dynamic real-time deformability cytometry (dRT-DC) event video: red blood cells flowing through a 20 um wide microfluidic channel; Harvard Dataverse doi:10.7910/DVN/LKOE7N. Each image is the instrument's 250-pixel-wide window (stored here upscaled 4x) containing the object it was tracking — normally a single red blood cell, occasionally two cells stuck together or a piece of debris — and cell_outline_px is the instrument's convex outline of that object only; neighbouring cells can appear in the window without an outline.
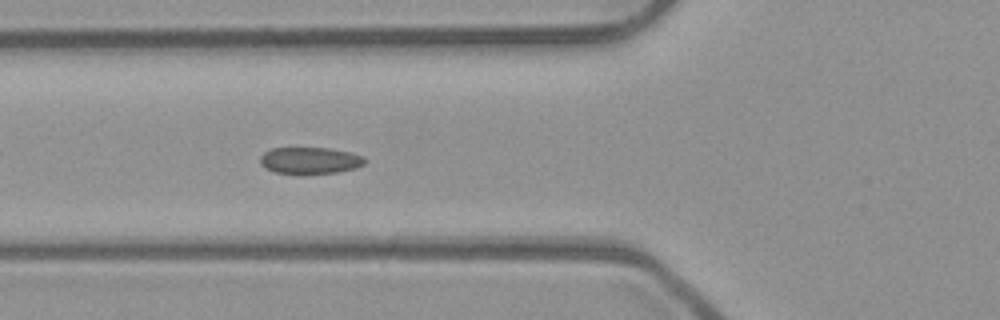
{"species": "common noctule bat (a hibernating species)", "species_latin": "Nyctalus noctula", "temperature_condition": "room temperature", "stored_images_in_passage": 53, "camera_frame_rate_fps": 3000, "um_per_image_px": 0.085, "animal": {"sex": "male", "body_mass_g": 23.1, "forearm_length_mm": 52.7}, "frame": {"image": 1, "passage_image": 19, "time_ms": 6.0, "image_size_px": [1000, 320], "cell_outline_px": [[368, 160], [364, 164], [356, 168], [336, 172], [276, 172], [264, 168], [260, 164], [260, 156], [264, 152], [272, 148], [328, 148], [352, 152], [364, 156]], "centroid_in_image_um": [26.38, 13.61], "position_along_channel_um": 99.4, "area_um2": 16.01}}
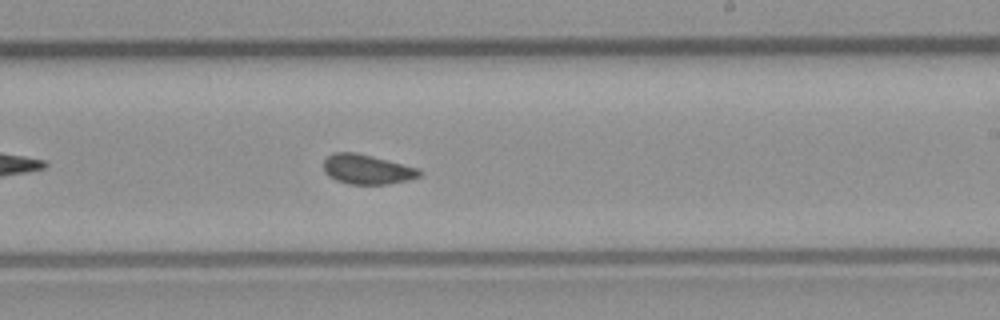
{"frame": {"image": 2, "passage_image": 31, "time_ms": 10.0, "image_size_px": [1000, 320], "cell_outline_px": [[420, 176], [408, 180], [388, 184], [348, 184], [336, 180], [328, 176], [324, 172], [324, 160], [332, 152], [356, 152], [420, 168]], "centroid_in_image_um": [31.18, 14.39], "position_along_channel_um": 257.8, "area_um2": 16.65}}
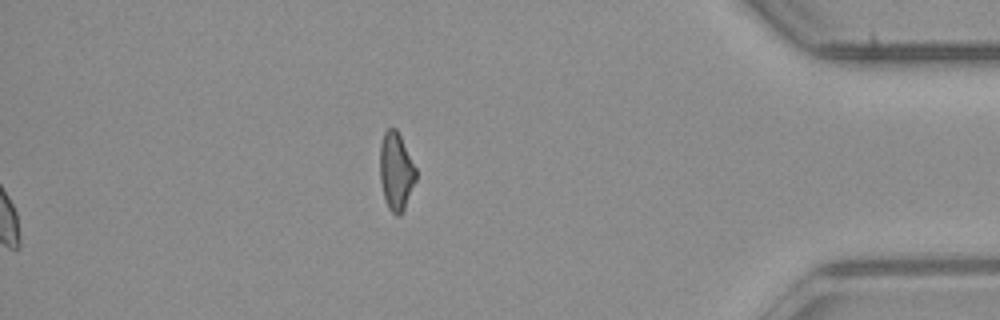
{"frame": {"image": 3, "passage_image": 53, "time_ms": 17.333, "image_size_px": [1000, 320], "cell_outline_px": [[416, 180], [404, 208], [400, 216], [396, 216], [388, 208], [384, 196], [380, 180], [380, 144], [384, 132], [388, 128], [396, 128], [416, 168]], "centroid_in_image_um": [33.65, 14.56], "position_along_channel_um": 401.5, "area_um2": 16.18}, "authors_computed_cell_mechanics": {"area_um2": 16.8198, "velocity_mm_per_s": 3.9504, "shape_relaxation_time_tau1_ms": 3.6254, "shape_relaxation_time_tau2_ms": 1.235, "deformation_change_tau1": 0.0885, "deformation_change_tau2": 0.0726}}